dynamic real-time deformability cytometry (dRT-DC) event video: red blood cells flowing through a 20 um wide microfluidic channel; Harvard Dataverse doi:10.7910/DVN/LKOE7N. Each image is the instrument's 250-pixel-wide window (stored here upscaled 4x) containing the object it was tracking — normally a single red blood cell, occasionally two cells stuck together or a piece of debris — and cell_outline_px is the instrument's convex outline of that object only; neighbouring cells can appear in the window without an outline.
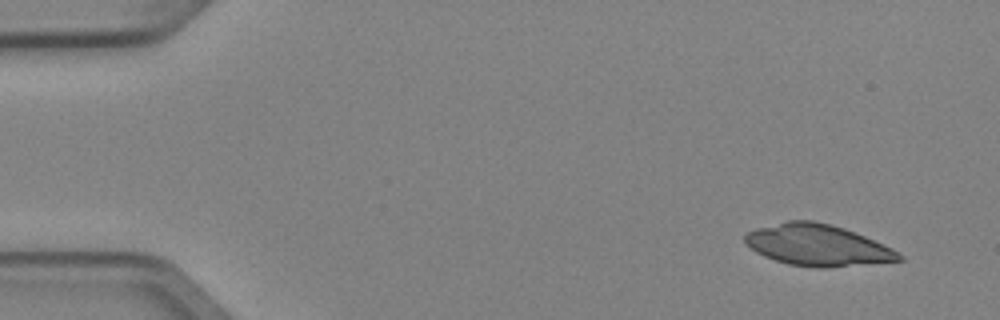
{"species": "Egyptian fruit bat (a non-hibernating species)", "species_latin": "Rousettus aegyptiacus", "temperature_condition": "cold", "stored_images_in_passage": 4, "camera_frame_rate_fps": 3000, "um_per_image_px": 0.085, "animal": {"sex": "female"}, "frame": {"image": 1, "passage_image": 1, "time_ms": 0.0, "image_size_px": [1000, 320], "cell_outline_px": [[904, 260], [828, 268], [816, 268], [788, 264], [764, 256], [756, 252], [744, 240], [744, 236], [748, 232], [756, 228], [788, 220], [812, 220], [832, 224], [844, 228], [864, 236], [892, 248], [904, 256]], "centroid_in_image_um": [69.51, 20.84], "position_along_channel_um": 15.5, "area_um2": 37.11}}